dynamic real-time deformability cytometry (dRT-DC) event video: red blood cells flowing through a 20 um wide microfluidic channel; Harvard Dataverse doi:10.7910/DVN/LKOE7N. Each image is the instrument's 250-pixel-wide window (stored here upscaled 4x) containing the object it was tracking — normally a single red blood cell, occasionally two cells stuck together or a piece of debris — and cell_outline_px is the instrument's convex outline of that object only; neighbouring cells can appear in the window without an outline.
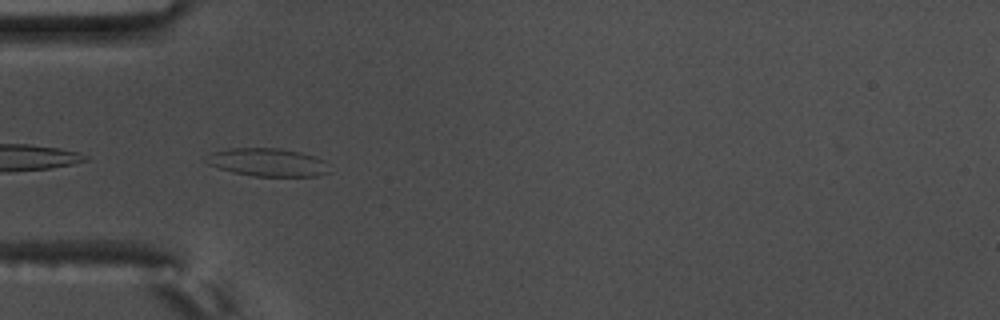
{"species": "common noctule bat (a hibernating species)", "species_latin": "Nyctalus noctula", "temperature_condition": "warm", "stored_images_in_passage": 11, "camera_frame_rate_fps": 3000, "um_per_image_px": 0.085, "animal": {"sex": "male", "body_mass_g": 17.5, "forearm_length_mm": 52.3}, "frame": {"image": 1, "passage_image": 2, "time_ms": 0.333, "image_size_px": [1000, 320], "cell_outline_px": [[328, 172], [316, 176], [252, 176], [232, 172], [208, 164], [204, 160], [212, 152], [228, 148], [280, 148], [300, 152], [324, 160]], "centroid_in_image_um": [22.7, 13.79], "position_along_channel_um": 62.3, "area_um2": 19.94}}